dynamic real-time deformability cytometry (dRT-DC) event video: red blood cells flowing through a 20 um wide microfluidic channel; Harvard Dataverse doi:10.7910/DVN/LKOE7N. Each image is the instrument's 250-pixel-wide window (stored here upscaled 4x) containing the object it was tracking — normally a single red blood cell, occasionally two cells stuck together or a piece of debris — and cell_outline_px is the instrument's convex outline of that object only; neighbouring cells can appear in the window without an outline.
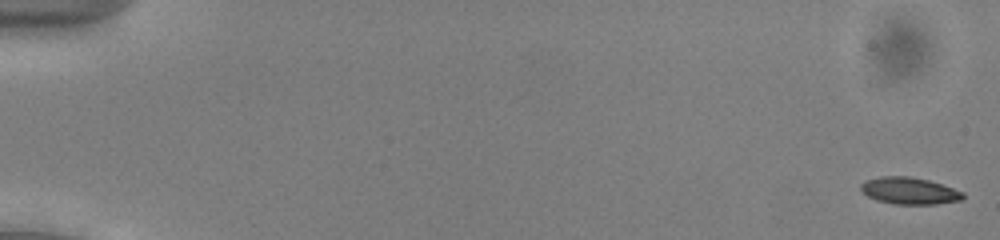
{"species": "common noctule bat (a hibernating species)", "species_latin": "Nyctalus noctula", "temperature_condition": "cold", "stored_images_in_passage": 17, "camera_frame_rate_fps": 3000, "um_per_image_px": 0.085, "animal": {"sex": "male", "body_mass_g": 13.0, "forearm_length_mm": 53.1}, "frame": {"image": 1, "passage_image": 1, "time_ms": 0.0, "image_size_px": [1000, 240], "cell_outline_px": [[964, 196], [960, 200], [936, 204], [892, 204], [876, 200], [868, 196], [860, 188], [860, 184], [864, 180], [880, 176], [912, 176], [928, 180], [964, 192]], "centroid_in_image_um": [77.26, 16.21], "position_along_channel_um": 7.7, "area_um2": 16.01}}